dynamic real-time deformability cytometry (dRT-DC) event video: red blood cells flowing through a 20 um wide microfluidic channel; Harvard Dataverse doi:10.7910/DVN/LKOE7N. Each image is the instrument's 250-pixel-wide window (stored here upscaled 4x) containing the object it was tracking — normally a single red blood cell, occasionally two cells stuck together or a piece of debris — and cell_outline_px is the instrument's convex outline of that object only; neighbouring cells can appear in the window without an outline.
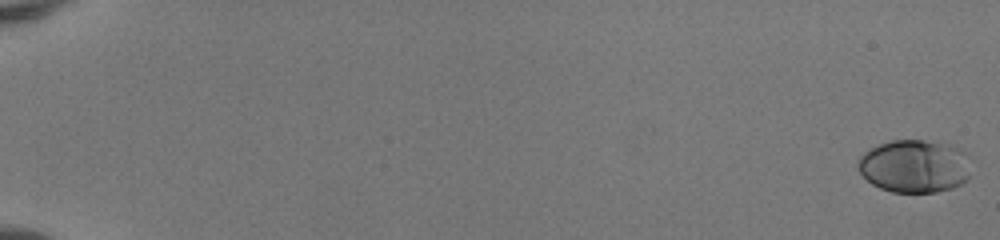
{"species": "human", "species_latin": "Homo sapiens", "temperature_condition": "room temperature", "stored_images_in_passage": 53, "camera_frame_rate_fps": 3000, "um_per_image_px": 0.085, "donor": {"sex": "female"}, "frame": {"image": 1, "passage_image": 1, "time_ms": 0.0, "image_size_px": [1000, 240], "cell_outline_px": [[968, 180], [952, 188], [936, 192], [892, 192], [880, 188], [872, 184], [856, 168], [856, 164], [860, 156], [864, 152], [880, 144], [892, 140], [940, 140], [952, 144], [964, 152], [968, 176]], "centroid_in_image_um": [77.7, 14.11], "position_along_channel_um": 7.3, "area_um2": 34.91}}
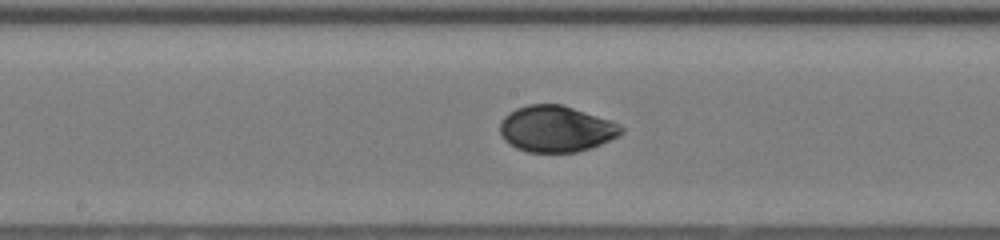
{"frame": {"image": 2, "passage_image": 31, "time_ms": 10.0, "image_size_px": [1000, 240], "cell_outline_px": [[624, 132], [620, 136], [592, 148], [576, 152], [528, 152], [516, 148], [508, 144], [500, 136], [500, 120], [504, 116], [516, 108], [528, 104], [560, 104], [612, 120], [620, 124], [624, 128]], "centroid_in_image_um": [47.28, 10.96], "position_along_channel_um": 200.9, "area_um2": 33.06}}
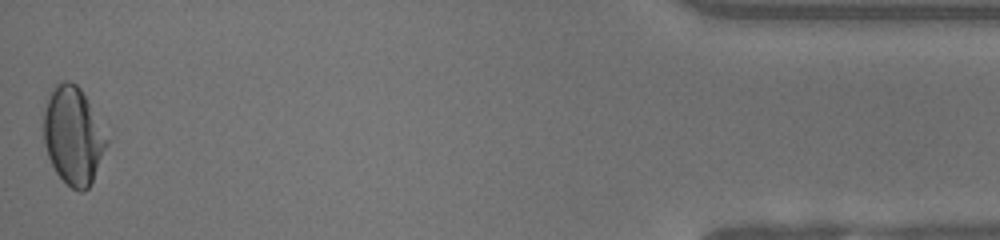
{"frame": {"image": 3, "passage_image": 53, "time_ms": 17.333, "image_size_px": [1000, 240], "cell_outline_px": [[108, 144], [92, 180], [88, 188], [84, 192], [80, 192], [72, 188], [56, 172], [48, 156], [44, 144], [44, 112], [48, 96], [56, 80], [68, 80], [76, 84], [80, 88], [108, 140]], "centroid_in_image_um": [6.19, 11.51], "position_along_channel_um": 429.0, "area_um2": 35.37}, "authors_computed_cell_mechanics": {"area_um2": 32.5992, "velocity_mm_per_s": 4.1049, "shape_relaxation_time_tau1_ms": 5.0379, "shape_relaxation_time_tau2_ms": 0.7626, "deformation_change_tau1": 0.174, "deformation_change_tau2": 0.0302}}